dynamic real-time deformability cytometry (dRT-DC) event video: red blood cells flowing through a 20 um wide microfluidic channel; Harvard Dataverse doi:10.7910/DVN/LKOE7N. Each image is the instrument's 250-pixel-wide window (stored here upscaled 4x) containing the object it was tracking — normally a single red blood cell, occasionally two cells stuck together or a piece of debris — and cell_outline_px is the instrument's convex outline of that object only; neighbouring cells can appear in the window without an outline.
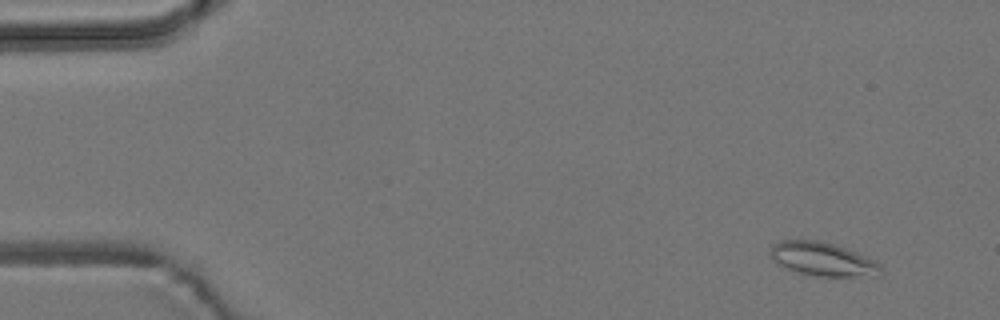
{"species": "common noctule bat (a hibernating species)", "species_latin": "Nyctalus noctula", "temperature_condition": "room temperature", "stored_images_in_passage": 6, "camera_frame_rate_fps": 3000, "um_per_image_px": 0.085, "animal": {"sex": "male", "body_mass_g": 19.2, "forearm_length_mm": 51.8}, "frame": {"image": 1, "passage_image": 2, "time_ms": 1.333, "image_size_px": [1000, 320], "cell_outline_px": [[884, 272], [852, 276], [816, 276], [800, 272], [776, 264], [768, 252], [772, 244], [780, 240], [816, 240], [832, 244], [856, 252], [880, 264]], "centroid_in_image_um": [69.83, 22.0], "position_along_channel_um": 15.2, "area_um2": 21.15}}